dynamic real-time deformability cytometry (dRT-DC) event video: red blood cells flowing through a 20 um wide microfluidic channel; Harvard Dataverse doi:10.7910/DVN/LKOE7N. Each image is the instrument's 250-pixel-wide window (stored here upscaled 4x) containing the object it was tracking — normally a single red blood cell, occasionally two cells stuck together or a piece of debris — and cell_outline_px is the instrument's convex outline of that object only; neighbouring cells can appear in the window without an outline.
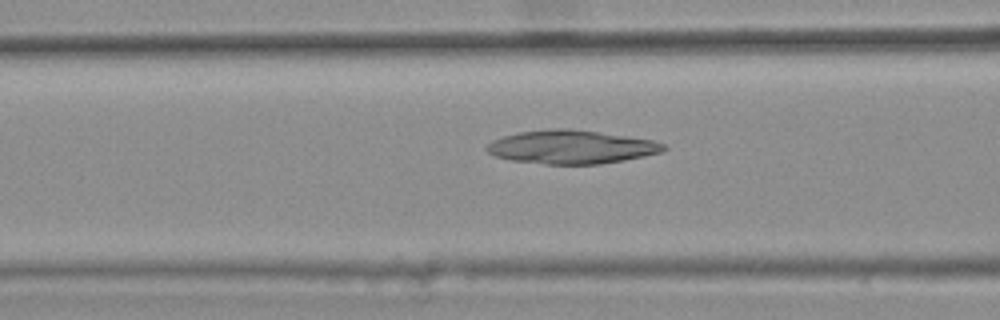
{"species": "common noctule bat (a hibernating species)", "species_latin": "Nyctalus noctula", "temperature_condition": "warm", "stored_images_in_passage": 40, "camera_frame_rate_fps": 3000, "um_per_image_px": 0.085, "animal": {"sex": "female", "body_mass_g": 25.1}, "frame": {"image": 1, "passage_image": 12, "time_ms": 3.667, "image_size_px": [1000, 320], "cell_outline_px": [[668, 148], [664, 152], [624, 160], [600, 164], [544, 164], [512, 160], [496, 156], [488, 152], [484, 148], [492, 140], [504, 136], [520, 132], [552, 128], [568, 128], [652, 140], [664, 144]], "centroid_in_image_um": [48.56, 12.5], "position_along_channel_um": 118.0, "area_um2": 34.33}}
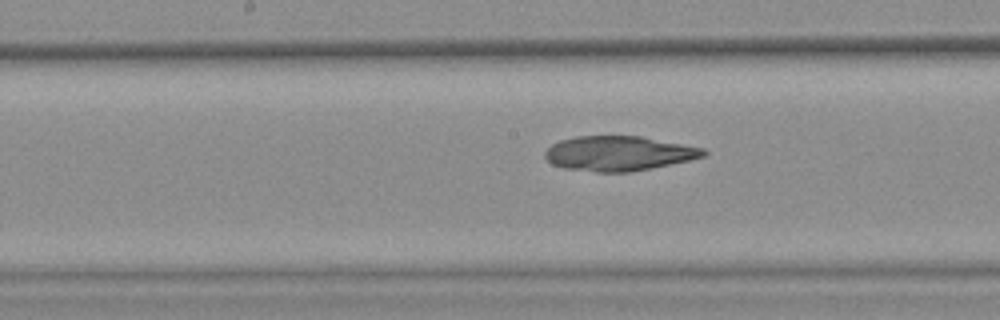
{"frame": {"image": 2, "passage_image": 18, "time_ms": 5.667, "image_size_px": [1000, 320], "cell_outline_px": [[708, 152], [704, 156], [688, 160], [652, 168], [632, 172], [596, 172], [564, 168], [552, 164], [544, 156], [544, 152], [552, 144], [560, 140], [576, 136], [640, 136], [704, 148]], "centroid_in_image_um": [52.57, 13.04], "position_along_channel_um": 195.6, "area_um2": 32.02}}
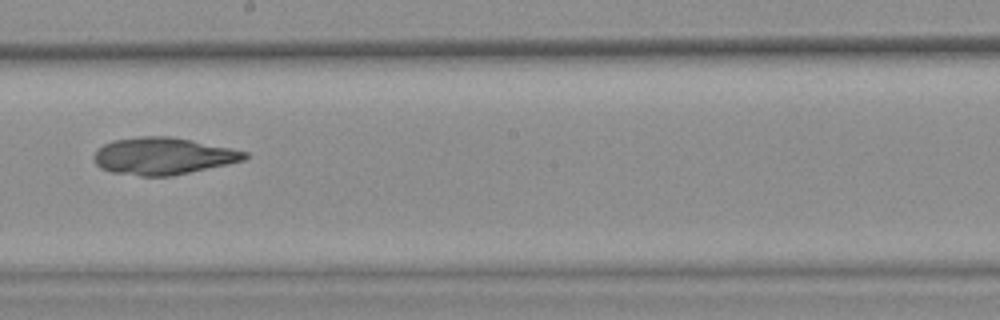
{"frame": {"image": 3, "passage_image": 21, "time_ms": 6.667, "image_size_px": [1000, 320], "cell_outline_px": [[248, 156], [244, 160], [228, 164], [172, 176], [140, 176], [112, 172], [100, 168], [92, 160], [92, 156], [96, 148], [112, 140], [140, 136], [172, 136], [232, 148], [248, 152]], "centroid_in_image_um": [13.82, 13.26], "position_along_channel_um": 234.4, "area_um2": 32.89}}